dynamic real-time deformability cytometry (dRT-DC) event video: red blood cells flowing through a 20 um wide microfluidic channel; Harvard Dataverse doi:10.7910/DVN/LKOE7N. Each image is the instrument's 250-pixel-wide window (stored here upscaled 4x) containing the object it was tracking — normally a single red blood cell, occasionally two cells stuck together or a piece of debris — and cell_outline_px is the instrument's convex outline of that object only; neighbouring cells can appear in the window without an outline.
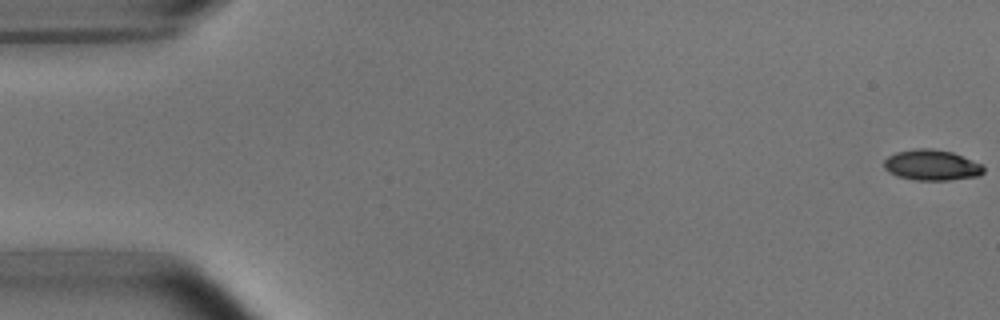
{"species": "common noctule bat (a hibernating species)", "species_latin": "Nyctalus noctula", "temperature_condition": "room temperature", "stored_images_in_passage": 15, "camera_frame_rate_fps": 3000, "um_per_image_px": 0.085, "animal": {"sex": "male", "body_mass_g": 15.6}, "frame": {"image": 1, "passage_image": 1, "time_ms": 0.0, "image_size_px": [1000, 320], "cell_outline_px": [[984, 172], [980, 176], [948, 180], [916, 180], [896, 176], [888, 172], [884, 168], [884, 160], [888, 156], [896, 152], [916, 148], [932, 148], [952, 152], [984, 164]], "centroid_in_image_um": [79.21, 14.03], "position_along_channel_um": 5.8, "area_um2": 18.03}}
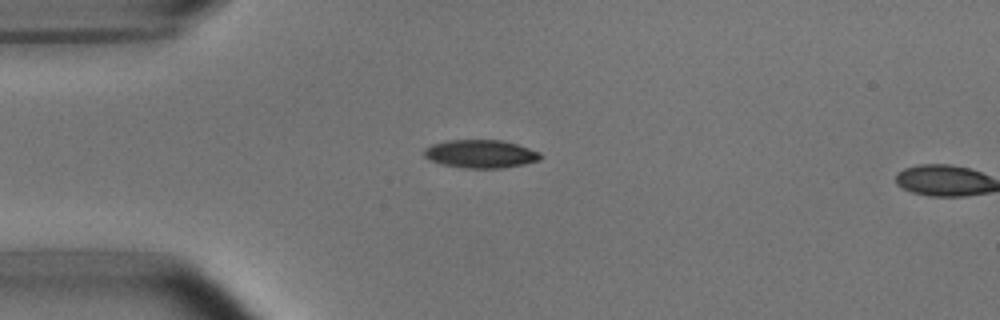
{"frame": {"image": 2, "passage_image": 14, "time_ms": 4.333, "image_size_px": [1000, 320], "cell_outline_px": [[544, 156], [540, 160], [524, 164], [504, 168], [464, 168], [440, 164], [424, 156], [424, 148], [432, 144], [448, 140], [500, 140], [516, 144], [540, 152]], "centroid_in_image_um": [40.87, 13.08], "position_along_channel_um": 44.1, "area_um2": 19.13}}